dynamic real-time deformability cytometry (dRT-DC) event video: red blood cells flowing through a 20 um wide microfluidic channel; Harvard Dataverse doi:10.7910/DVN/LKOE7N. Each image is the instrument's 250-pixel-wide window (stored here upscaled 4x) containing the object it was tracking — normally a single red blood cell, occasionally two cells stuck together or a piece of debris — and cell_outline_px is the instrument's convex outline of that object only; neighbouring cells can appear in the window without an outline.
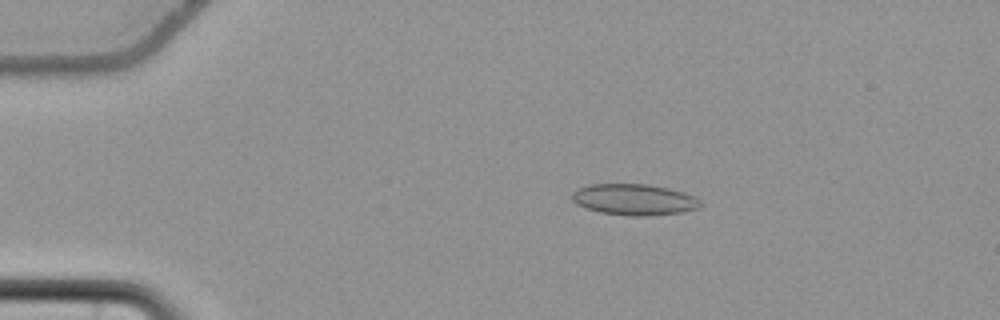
{"species": "common noctule bat (a hibernating species)", "species_latin": "Nyctalus noctula", "temperature_condition": "cold", "stored_images_in_passage": 58, "camera_frame_rate_fps": 3000, "um_per_image_px": 0.085, "animal": {"sex": "female", "body_mass_g": 22.7, "forearm_length_mm": 54.2}, "frame": {"image": 1, "passage_image": 13, "time_ms": 4.0, "image_size_px": [1000, 320], "cell_outline_px": [[704, 204], [700, 208], [680, 212], [648, 216], [632, 216], [600, 212], [584, 208], [576, 204], [572, 200], [572, 192], [576, 188], [588, 184], [648, 184], [668, 188], [684, 192], [700, 200]], "centroid_in_image_um": [53.88, 16.96], "position_along_channel_um": 31.1, "area_um2": 23.52}}
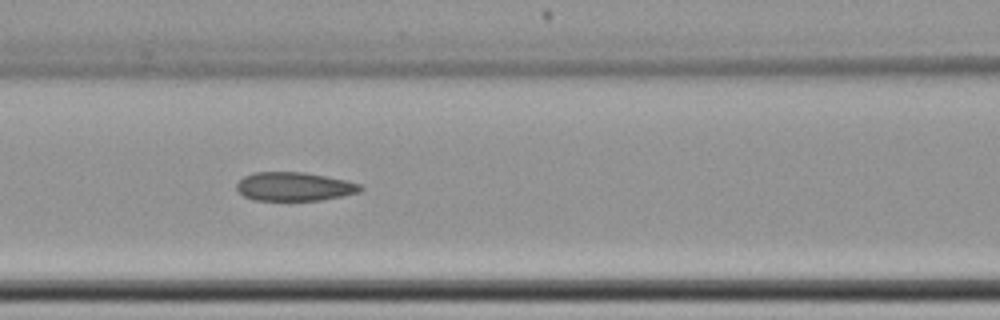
{"frame": {"image": 2, "passage_image": 27, "time_ms": 8.667, "image_size_px": [1000, 320], "cell_outline_px": [[364, 188], [360, 192], [320, 200], [252, 200], [244, 196], [236, 188], [236, 184], [244, 176], [252, 172], [304, 172], [344, 180], [360, 184]], "centroid_in_image_um": [24.98, 15.85], "position_along_channel_um": 141.6, "area_um2": 20.58}}
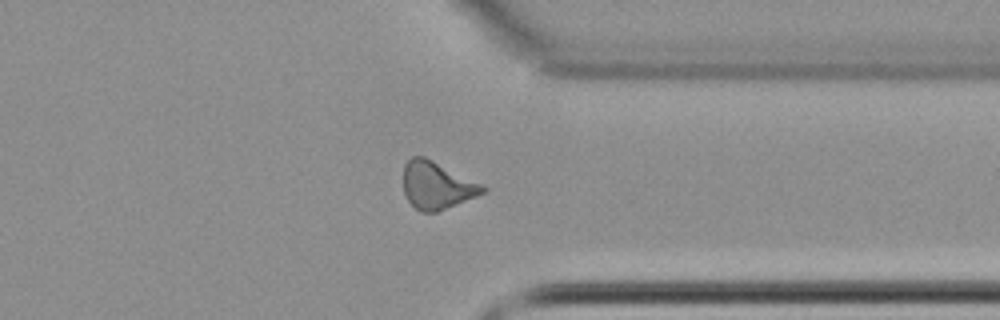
{"frame": {"image": 3, "passage_image": 46, "time_ms": 15.0, "image_size_px": [1000, 320], "cell_outline_px": [[488, 188], [484, 192], [476, 196], [436, 212], [420, 212], [408, 200], [404, 192], [404, 164], [412, 156], [424, 156]], "centroid_in_image_um": [37.09, 15.76], "position_along_channel_um": 374.3, "area_um2": 21.39}, "authors_computed_cell_mechanics": {"area_um2": 21.4438, "velocity_mm_per_s": 3.7058, "shape_relaxation_time_tau1_ms": null, "shape_relaxation_time_tau2_ms": 2.8277, "deformation_change_tau1": null, "deformation_change_tau2": 0.0837}}